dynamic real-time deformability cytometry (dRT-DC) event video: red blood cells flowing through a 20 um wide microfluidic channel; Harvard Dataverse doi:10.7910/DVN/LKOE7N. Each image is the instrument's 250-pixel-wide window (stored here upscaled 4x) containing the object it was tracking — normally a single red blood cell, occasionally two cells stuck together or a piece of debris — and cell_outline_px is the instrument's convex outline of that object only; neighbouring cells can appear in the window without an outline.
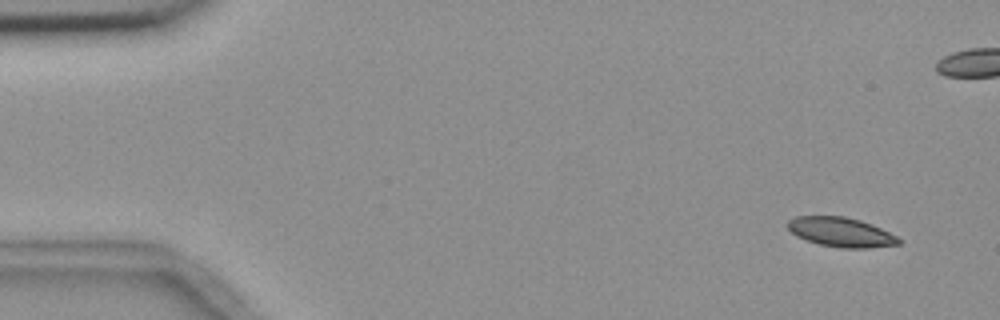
{"species": "common noctule bat (a hibernating species)", "species_latin": "Nyctalus noctula", "temperature_condition": "room temperature", "stored_images_in_passage": 7, "segment_of_instrument_passage": [1, 2], "camera_frame_rate_fps": 3000, "um_per_image_px": 0.085, "animal": {"sex": "female", "body_mass_g": 18.4}, "frame": {"image": 1, "passage_image": 1, "time_ms": 0.0, "image_size_px": [1000, 320], "cell_outline_px": [[900, 244], [868, 248], [840, 248], [820, 244], [804, 240], [796, 236], [788, 228], [788, 220], [796, 216], [844, 216], [860, 220], [872, 224], [896, 236], [900, 240]], "centroid_in_image_um": [71.46, 19.73], "position_along_channel_um": 13.5, "area_um2": 19.02}}
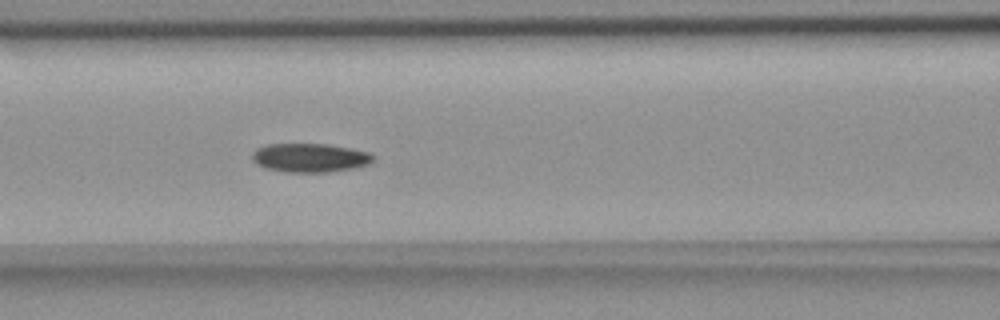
{"frame": {"image": 2, "passage_image": 6, "time_ms": 6.667, "image_size_px": [1000, 320], "cell_outline_px": [[376, 160], [368, 164], [352, 168], [328, 172], [284, 172], [268, 168], [256, 164], [252, 156], [252, 152], [256, 148], [268, 144], [324, 144], [352, 148], [368, 152], [376, 156]], "centroid_in_image_um": [26.37, 13.4], "position_along_channel_um": 140.2, "area_um2": 20.35}}